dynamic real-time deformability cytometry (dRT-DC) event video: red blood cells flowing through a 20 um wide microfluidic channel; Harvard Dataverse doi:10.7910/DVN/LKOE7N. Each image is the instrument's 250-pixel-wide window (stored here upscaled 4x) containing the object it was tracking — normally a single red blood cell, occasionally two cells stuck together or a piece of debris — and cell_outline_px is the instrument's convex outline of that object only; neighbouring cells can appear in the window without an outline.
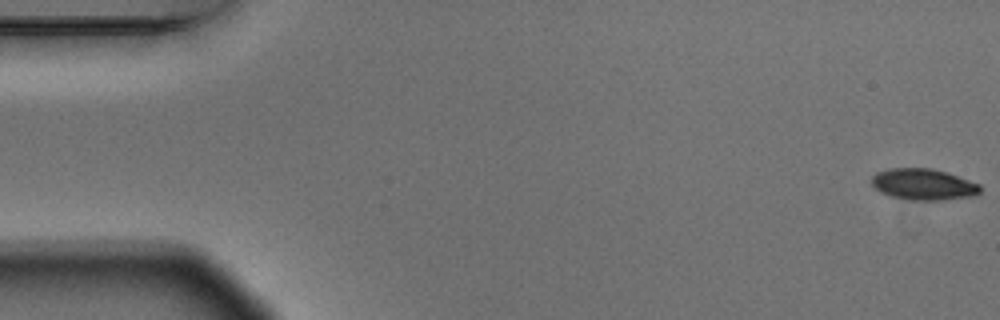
{"species": "Egyptian fruit bat (a non-hibernating species)", "species_latin": "Rousettus aegyptiacus", "temperature_condition": "warm", "stored_images_in_passage": 6, "camera_frame_rate_fps": 3000, "um_per_image_px": 0.085, "animal": {"sex": "male"}, "frame": {"image": 1, "passage_image": 1, "time_ms": 0.0, "image_size_px": [1000, 320], "cell_outline_px": [[980, 192], [976, 196], [944, 200], [912, 200], [892, 196], [880, 192], [872, 184], [872, 176], [876, 172], [888, 168], [932, 168], [948, 172], [980, 184]], "centroid_in_image_um": [78.52, 15.66], "position_along_channel_um": 6.5, "area_um2": 19.94}}